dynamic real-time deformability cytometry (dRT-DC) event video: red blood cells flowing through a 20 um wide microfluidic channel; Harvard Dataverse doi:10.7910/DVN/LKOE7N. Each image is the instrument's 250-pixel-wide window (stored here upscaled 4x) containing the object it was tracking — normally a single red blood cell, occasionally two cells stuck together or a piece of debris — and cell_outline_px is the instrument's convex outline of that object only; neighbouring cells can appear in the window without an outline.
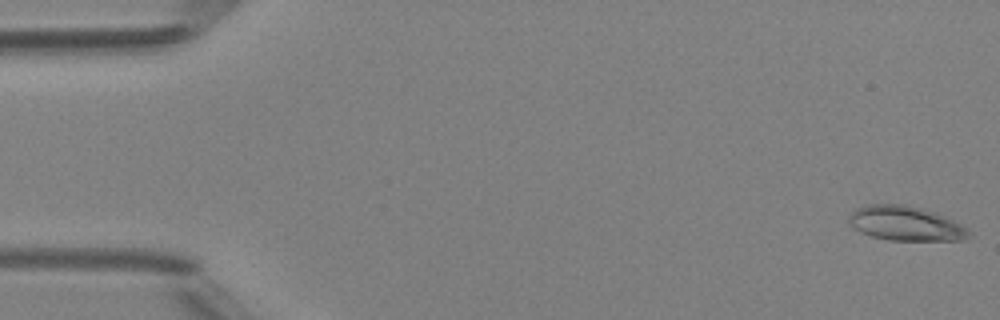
{"species": "Egyptian fruit bat (a non-hibernating species)", "species_latin": "Rousettus aegyptiacus", "temperature_condition": "room temperature", "stored_images_in_passage": 49, "camera_frame_rate_fps": 3000, "um_per_image_px": 0.085, "animal": {"sex": "female"}, "frame": {"image": 1, "passage_image": 1, "time_ms": 0.0, "image_size_px": [1000, 320], "cell_outline_px": [[972, 236], [964, 240], [888, 240], [872, 236], [860, 232], [852, 228], [848, 224], [848, 216], [856, 208], [864, 204], [904, 204], [936, 212], [968, 228], [972, 232]], "centroid_in_image_um": [76.96, 18.99], "position_along_channel_um": 8.0, "area_um2": 24.45}}
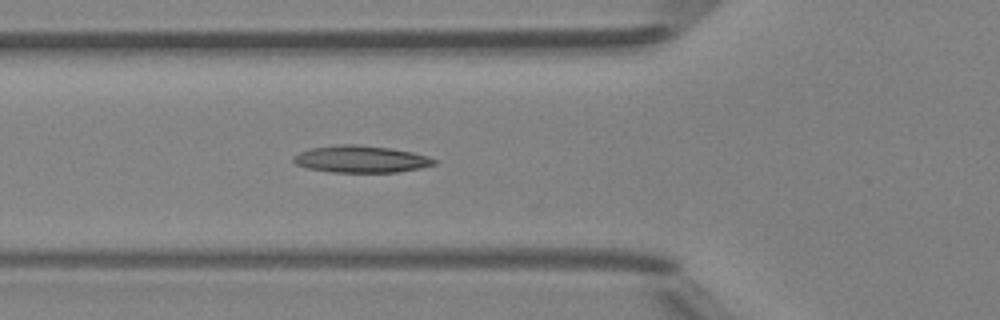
{"frame": {"image": 2, "passage_image": 18, "time_ms": 5.667, "image_size_px": [1000, 320], "cell_outline_px": [[436, 164], [420, 168], [396, 172], [332, 172], [308, 168], [296, 164], [292, 160], [292, 156], [300, 152], [312, 148], [340, 144], [356, 144], [392, 148], [412, 152], [428, 156], [436, 160]], "centroid_in_image_um": [30.68, 13.52], "position_along_channel_um": 95.1, "area_um2": 22.08}}
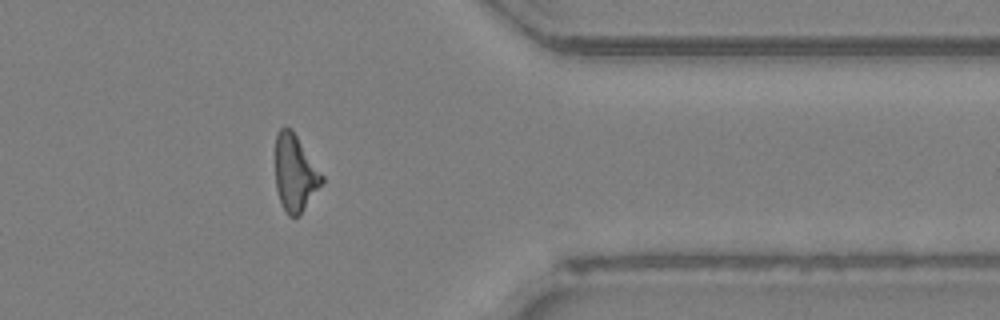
{"frame": {"image": 3, "passage_image": 40, "time_ms": 13.0, "image_size_px": [1000, 320], "cell_outline_px": [[324, 180], [300, 216], [288, 216], [280, 200], [276, 188], [276, 132], [284, 124], [292, 128], [324, 176]], "centroid_in_image_um": [25.08, 14.67], "position_along_channel_um": 386.3, "area_um2": 20.87}, "authors_computed_cell_mechanics": {"area_um2": 21.097, "velocity_mm_per_s": 4.1782, "shape_relaxation_time_tau1_ms": null, "shape_relaxation_time_tau2_ms": 1.5473, "deformation_change_tau1": null, "deformation_change_tau2": 0.1185}}